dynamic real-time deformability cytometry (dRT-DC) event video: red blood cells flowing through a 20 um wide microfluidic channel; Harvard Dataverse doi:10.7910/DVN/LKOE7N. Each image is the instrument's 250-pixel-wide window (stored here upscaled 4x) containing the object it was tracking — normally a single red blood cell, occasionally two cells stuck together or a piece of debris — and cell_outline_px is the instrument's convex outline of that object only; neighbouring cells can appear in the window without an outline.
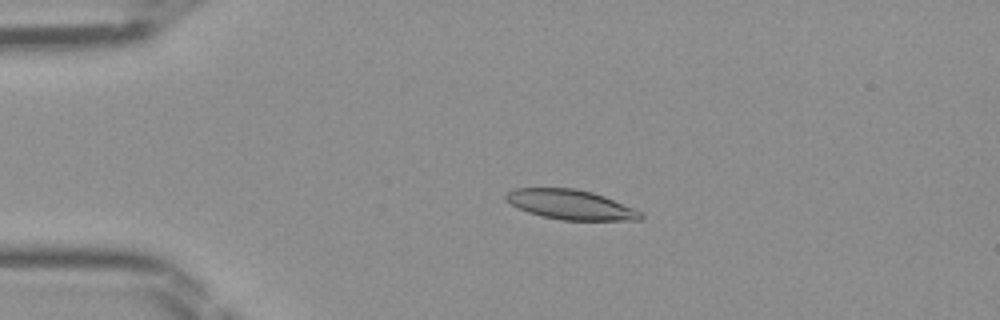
{"species": "Egyptian fruit bat (a non-hibernating species)", "species_latin": "Rousettus aegyptiacus", "temperature_condition": "room temperature", "stored_images_in_passage": 47, "camera_frame_rate_fps": 3000, "um_per_image_px": 0.085, "frame": {"image": 1, "passage_image": 11, "time_ms": 3.333, "image_size_px": [1000, 320], "cell_outline_px": [[644, 216], [640, 220], [560, 220], [528, 212], [516, 208], [504, 200], [504, 196], [512, 188], [576, 188], [592, 192], [604, 196], [636, 208], [644, 212]], "centroid_in_image_um": [48.51, 17.39], "position_along_channel_um": 36.5, "area_um2": 23.64}}
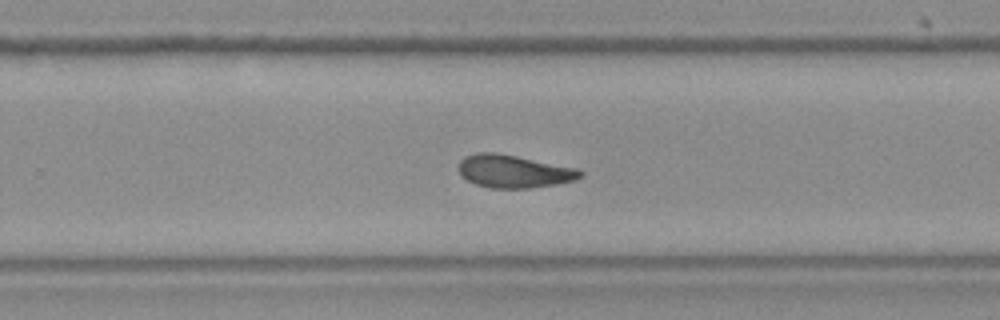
{"frame": {"image": 2, "passage_image": 31, "time_ms": 10.0, "image_size_px": [1000, 320], "cell_outline_px": [[584, 176], [576, 180], [556, 184], [532, 188], [488, 188], [476, 184], [460, 176], [456, 168], [460, 160], [464, 156], [476, 152], [496, 152], [576, 168], [584, 172]], "centroid_in_image_um": [43.63, 14.56], "position_along_channel_um": 286.2, "area_um2": 23.58}}
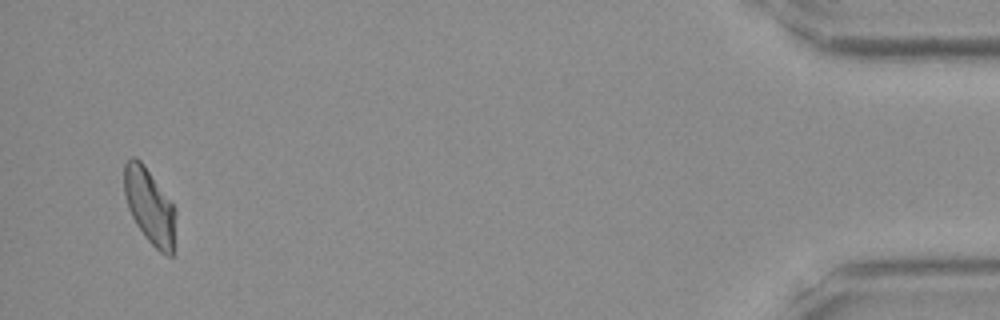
{"frame": {"image": 3, "passage_image": 46, "time_ms": 15.0, "image_size_px": [1000, 320], "cell_outline_px": [[176, 212], [172, 256], [168, 256], [160, 252], [144, 236], [136, 224], [128, 208], [124, 192], [124, 164], [132, 156], [136, 156], [144, 164], [176, 208]], "centroid_in_image_um": [12.71, 17.51], "position_along_channel_um": 422.5, "area_um2": 22.6}}